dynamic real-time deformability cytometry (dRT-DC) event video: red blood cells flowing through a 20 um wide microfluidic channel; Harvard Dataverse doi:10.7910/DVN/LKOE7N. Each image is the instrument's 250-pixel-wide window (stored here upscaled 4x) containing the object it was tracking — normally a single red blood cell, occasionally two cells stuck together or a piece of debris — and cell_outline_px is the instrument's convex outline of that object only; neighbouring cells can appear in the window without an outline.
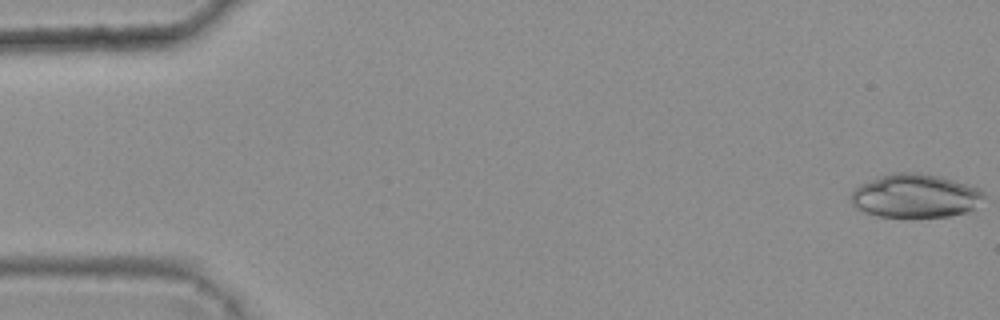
{"species": "common noctule bat (a hibernating species)", "species_latin": "Nyctalus noctula", "temperature_condition": "warm", "stored_images_in_passage": 6, "camera_frame_rate_fps": 3000, "um_per_image_px": 0.085, "animal": {"sex": "female", "body_mass_g": 25.1}, "frame": {"image": 1, "passage_image": 1, "time_ms": 0.0, "image_size_px": [1000, 320], "cell_outline_px": [[984, 196], [968, 212], [948, 216], [876, 216], [864, 212], [856, 208], [852, 204], [852, 192], [860, 184], [880, 176], [892, 172], [920, 172], [940, 176], [980, 188], [984, 192]], "centroid_in_image_um": [77.78, 16.63], "position_along_channel_um": 7.2, "area_um2": 33.52}}